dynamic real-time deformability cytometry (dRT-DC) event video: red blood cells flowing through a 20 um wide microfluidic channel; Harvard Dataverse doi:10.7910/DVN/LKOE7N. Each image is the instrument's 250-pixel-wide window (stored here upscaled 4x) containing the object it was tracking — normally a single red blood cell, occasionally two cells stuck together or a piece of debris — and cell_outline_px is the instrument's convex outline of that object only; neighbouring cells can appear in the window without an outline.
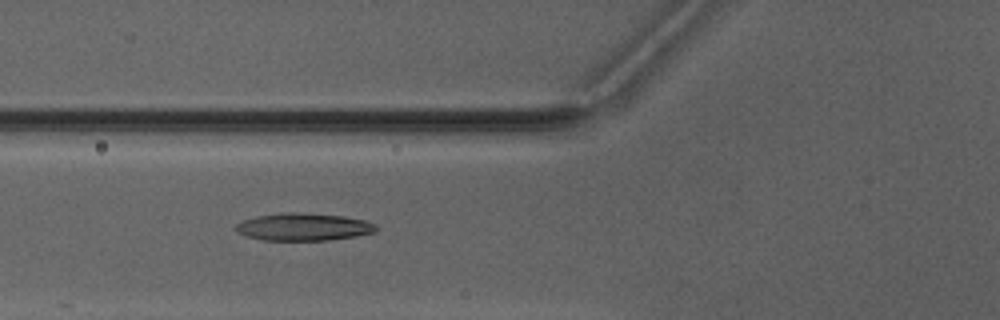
{"species": "Egyptian fruit bat (a non-hibernating species)", "species_latin": "Rousettus aegyptiacus", "temperature_condition": "warm", "stored_images_in_passage": 4, "camera_frame_rate_fps": 3000, "um_per_image_px": 0.085, "animal": {"sex": "male"}, "frame": {"image": 1, "passage_image": 4, "time_ms": 3.667, "image_size_px": [1000, 320], "cell_outline_px": [[376, 232], [356, 236], [328, 240], [264, 240], [248, 236], [240, 232], [236, 228], [236, 224], [244, 220], [256, 216], [280, 212], [296, 212], [344, 216], [364, 220], [376, 224]], "centroid_in_image_um": [25.83, 19.28], "position_along_channel_um": 100.0, "area_um2": 22.31}}